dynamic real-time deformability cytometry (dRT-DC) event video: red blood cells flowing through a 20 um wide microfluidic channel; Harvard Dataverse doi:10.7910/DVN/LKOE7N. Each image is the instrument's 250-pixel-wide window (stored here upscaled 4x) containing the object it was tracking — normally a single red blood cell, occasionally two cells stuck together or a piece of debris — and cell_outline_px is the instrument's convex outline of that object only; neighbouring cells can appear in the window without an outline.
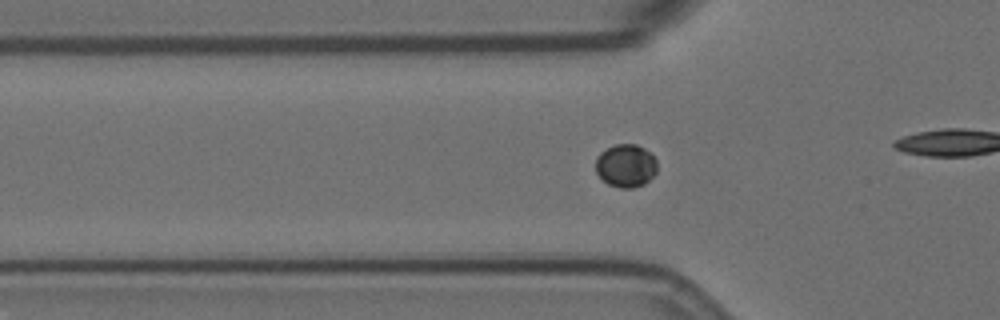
{"species": "Egyptian fruit bat (a non-hibernating species)", "species_latin": "Rousettus aegyptiacus", "temperature_condition": "room temperature", "stored_images_in_passage": 43, "camera_frame_rate_fps": 3000, "um_per_image_px": 0.085, "animal": {"sex": "female"}, "frame": {"image": 1, "passage_image": 3, "time_ms": 0.667, "image_size_px": [1000, 320], "cell_outline_px": [[656, 172], [644, 184], [632, 188], [620, 188], [608, 184], [596, 172], [596, 156], [600, 152], [616, 144], [636, 144], [644, 148], [656, 160]], "centroid_in_image_um": [53.18, 14.08], "position_along_channel_um": 72.6, "area_um2": 15.26}}
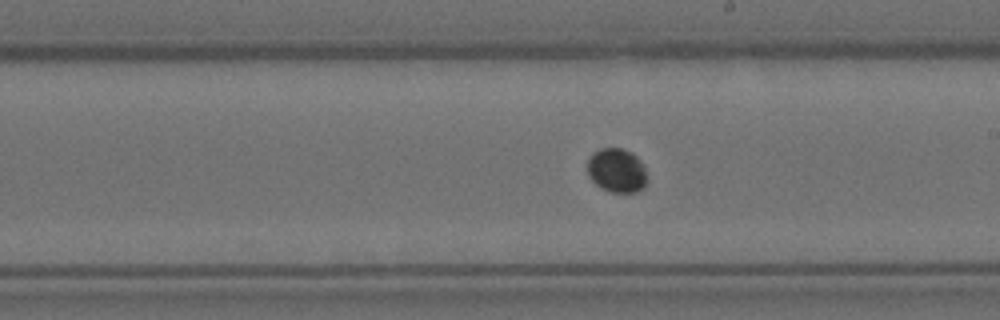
{"frame": {"image": 2, "passage_image": 17, "time_ms": 5.333, "image_size_px": [1000, 320], "cell_outline_px": [[648, 180], [644, 188], [636, 192], [608, 192], [600, 188], [588, 176], [588, 160], [592, 152], [600, 148], [620, 148], [632, 152], [640, 160], [648, 176]], "centroid_in_image_um": [52.44, 14.5], "position_along_channel_um": 236.6, "area_um2": 15.61}}
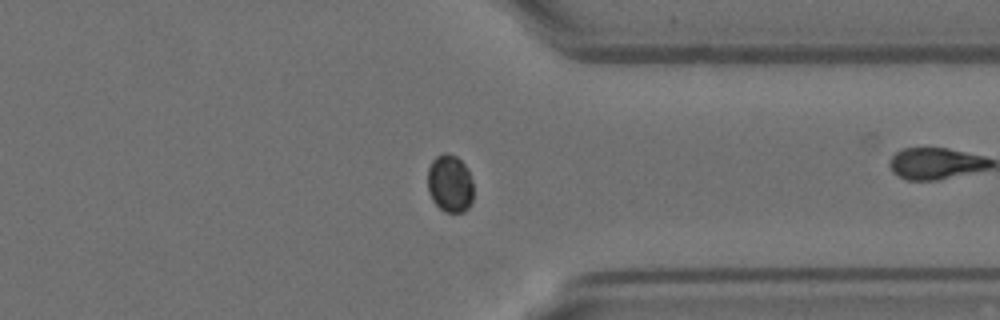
{"frame": {"image": 3, "passage_image": 29, "time_ms": 9.333, "image_size_px": [1000, 320], "cell_outline_px": [[472, 200], [468, 208], [464, 212], [444, 212], [432, 200], [428, 192], [428, 168], [432, 160], [436, 156], [444, 152], [448, 152], [456, 156], [464, 164], [472, 180]], "centroid_in_image_um": [38.22, 15.6], "position_along_channel_um": 373.2, "area_um2": 15.43}}